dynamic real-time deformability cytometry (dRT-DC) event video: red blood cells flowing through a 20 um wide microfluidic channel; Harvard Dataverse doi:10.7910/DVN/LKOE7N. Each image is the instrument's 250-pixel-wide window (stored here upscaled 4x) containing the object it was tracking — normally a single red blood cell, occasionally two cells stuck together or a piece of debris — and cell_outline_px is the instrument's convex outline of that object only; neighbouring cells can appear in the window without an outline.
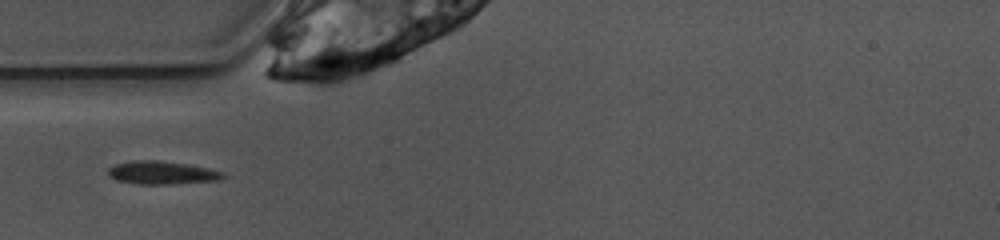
{"species": "common noctule bat (a hibernating species)", "species_latin": "Nyctalus noctula", "temperature_condition": "warm", "stored_images_in_passage": 38, "camera_frame_rate_fps": 3000, "um_per_image_px": 0.085, "animal": {"sex": "female", "body_mass_g": 10.0, "forearm_length_mm": 53.1}, "frame": {"image": 1, "passage_image": 2, "time_ms": 0.333, "image_size_px": [1000, 240], "cell_outline_px": [[228, 176], [220, 180], [164, 184], [140, 184], [116, 180], [108, 176], [108, 168], [116, 164], [136, 160], [156, 160], [188, 164], [208, 168], [224, 172]], "centroid_in_image_um": [13.78, 14.68], "position_along_channel_um": 71.2, "area_um2": 15.43}}
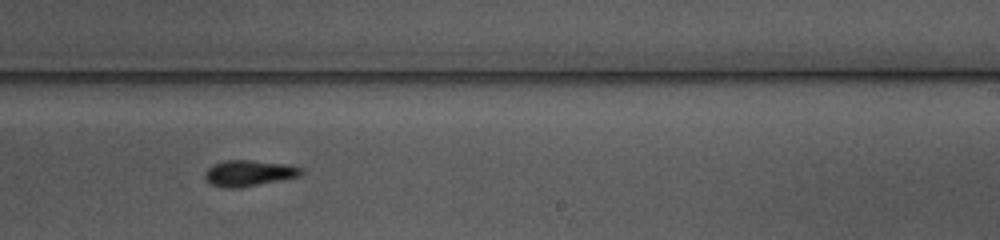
{"frame": {"image": 2, "passage_image": 17, "time_ms": 5.333, "image_size_px": [1000, 240], "cell_outline_px": [[304, 172], [300, 176], [240, 188], [224, 188], [208, 184], [204, 176], [208, 168], [212, 164], [224, 160], [252, 160], [284, 164], [304, 168]], "centroid_in_image_um": [21.13, 14.72], "position_along_channel_um": 267.9, "area_um2": 14.74}}
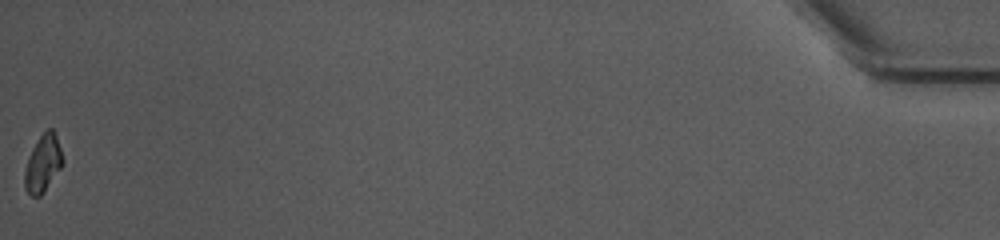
{"frame": {"image": 3, "passage_image": 38, "time_ms": 12.333, "image_size_px": [1000, 240], "cell_outline_px": [[64, 160], [60, 168], [44, 192], [40, 196], [32, 196], [24, 188], [24, 172], [32, 148], [40, 136], [48, 128], [52, 128], [56, 136]], "centroid_in_image_um": [3.64, 13.9], "position_along_channel_um": 431.6, "area_um2": 12.43}, "authors_computed_cell_mechanics": {"area_um2": 14.1032, "velocity_mm_per_s": 3.9063, "shape_relaxation_time_tau1_ms": 6.7497, "shape_relaxation_time_tau2_ms": 3.8816, "deformation_change_tau1": 0.1901, "deformation_change_tau2": 0.0567}}